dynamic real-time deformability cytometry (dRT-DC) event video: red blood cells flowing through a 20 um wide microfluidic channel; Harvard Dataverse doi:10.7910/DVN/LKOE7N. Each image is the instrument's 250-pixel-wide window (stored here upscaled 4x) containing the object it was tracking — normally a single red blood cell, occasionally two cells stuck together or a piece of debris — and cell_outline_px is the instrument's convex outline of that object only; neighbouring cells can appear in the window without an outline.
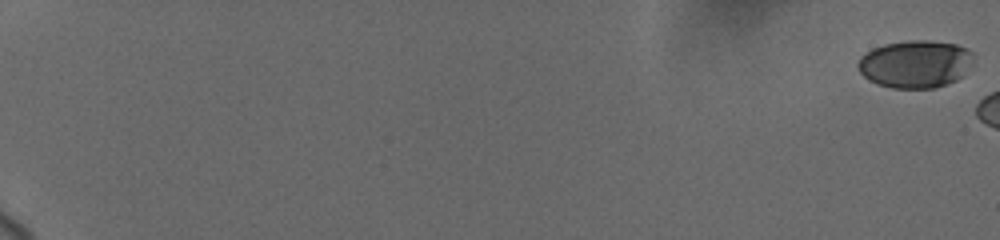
{"species": "human", "species_latin": "Homo sapiens", "temperature_condition": "cold", "stored_images_in_passage": 5, "camera_frame_rate_fps": 3000, "um_per_image_px": 0.085, "donor": {"sex": "female"}, "frame": {"image": 1, "passage_image": 1, "time_ms": 0.0, "image_size_px": [1000, 240], "cell_outline_px": [[976, 52], [972, 64], [956, 80], [948, 84], [936, 88], [892, 88], [868, 80], [860, 72], [856, 64], [860, 56], [872, 48], [884, 44], [908, 40], [928, 40], [956, 44], [968, 48]], "centroid_in_image_um": [77.82, 5.42], "position_along_channel_um": 7.2, "area_um2": 32.43}}